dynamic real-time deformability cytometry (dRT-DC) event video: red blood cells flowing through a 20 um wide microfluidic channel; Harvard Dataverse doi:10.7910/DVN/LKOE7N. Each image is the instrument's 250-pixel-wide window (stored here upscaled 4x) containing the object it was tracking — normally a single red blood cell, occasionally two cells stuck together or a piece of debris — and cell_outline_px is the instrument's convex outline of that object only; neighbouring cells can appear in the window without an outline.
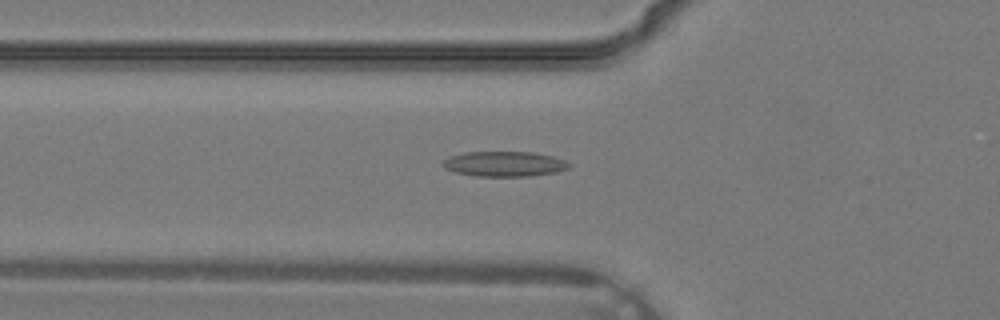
{"species": "common noctule bat (a hibernating species)", "species_latin": "Nyctalus noctula", "temperature_condition": "warm", "stored_images_in_passage": 36, "camera_frame_rate_fps": 3000, "um_per_image_px": 0.085, "animal": {"sex": "male", "body_mass_g": 19.2, "forearm_length_mm": 51.8}, "frame": {"image": 1, "passage_image": 13, "time_ms": 4.0, "image_size_px": [1000, 320], "cell_outline_px": [[572, 164], [568, 168], [556, 172], [532, 176], [476, 176], [456, 172], [444, 168], [440, 164], [448, 156], [464, 152], [532, 152], [552, 156], [564, 160]], "centroid_in_image_um": [42.85, 13.93], "position_along_channel_um": 83.0, "area_um2": 18.55}}
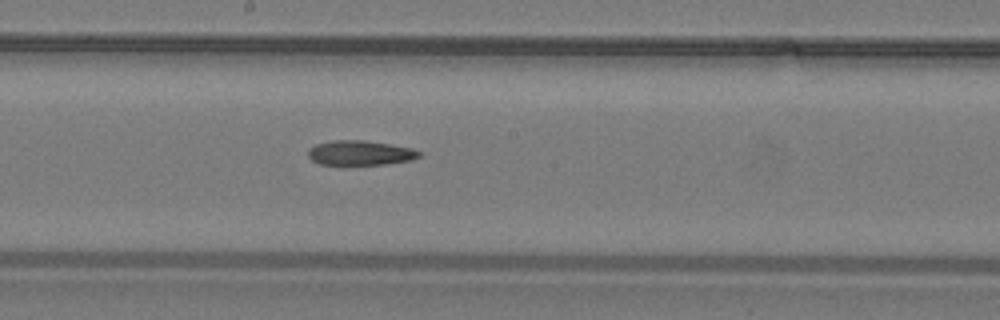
{"frame": {"image": 2, "passage_image": 20, "time_ms": 6.333, "image_size_px": [1000, 320], "cell_outline_px": [[420, 156], [412, 160], [384, 164], [320, 164], [312, 160], [308, 156], [308, 148], [316, 144], [332, 140], [364, 140], [412, 148], [420, 152]], "centroid_in_image_um": [30.59, 12.99], "position_along_channel_um": 217.6, "area_um2": 15.84}}
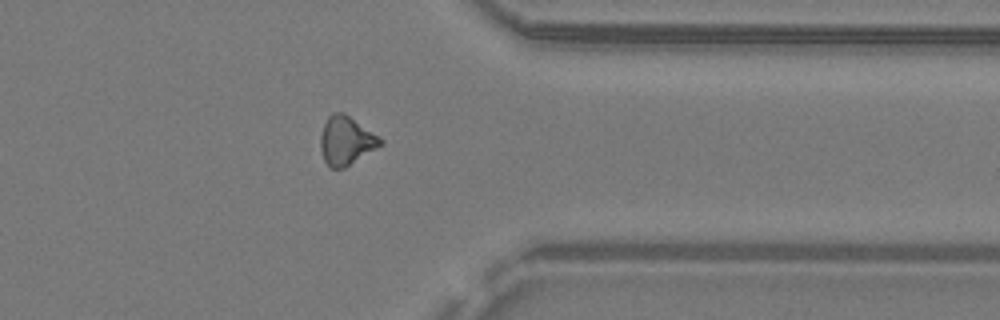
{"frame": {"image": 3, "passage_image": 29, "time_ms": 9.333, "image_size_px": [1000, 320], "cell_outline_px": [[384, 144], [344, 168], [332, 168], [324, 160], [320, 148], [320, 136], [324, 124], [328, 116], [332, 112], [344, 112], [380, 136], [384, 140]], "centroid_in_image_um": [29.44, 11.93], "position_along_channel_um": 382.0, "area_um2": 17.11}}